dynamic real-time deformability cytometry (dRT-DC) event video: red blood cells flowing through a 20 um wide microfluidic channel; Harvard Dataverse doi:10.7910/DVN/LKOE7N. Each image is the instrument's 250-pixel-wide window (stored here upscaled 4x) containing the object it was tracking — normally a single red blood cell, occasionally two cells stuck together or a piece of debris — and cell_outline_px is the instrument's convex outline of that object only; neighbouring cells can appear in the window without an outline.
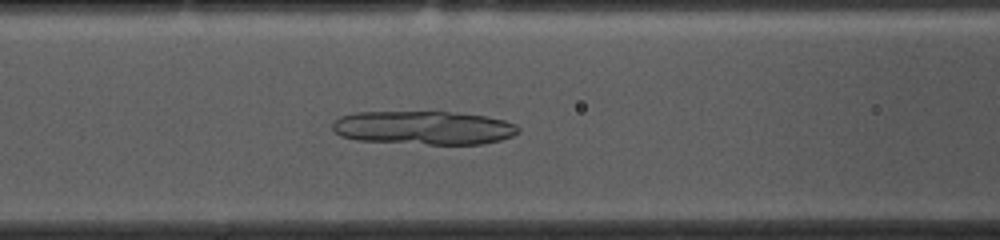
{"species": "common noctule bat (a hibernating species)", "species_latin": "Nyctalus noctula", "temperature_condition": "cold", "stored_images_in_passage": 49, "camera_frame_rate_fps": 3000, "um_per_image_px": 0.085, "animal": {"sex": "female", "body_mass_g": 10.0, "forearm_length_mm": 53.1}, "frame": {"image": 1, "passage_image": 17, "time_ms": 5.333, "image_size_px": [1000, 240], "cell_outline_px": [[520, 132], [512, 136], [500, 140], [484, 144], [428, 144], [356, 140], [340, 136], [332, 128], [332, 124], [340, 116], [356, 112], [448, 112], [484, 116], [504, 120], [516, 124], [520, 128]], "centroid_in_image_um": [36.03, 10.86], "position_along_channel_um": 130.6, "area_um2": 36.36}}
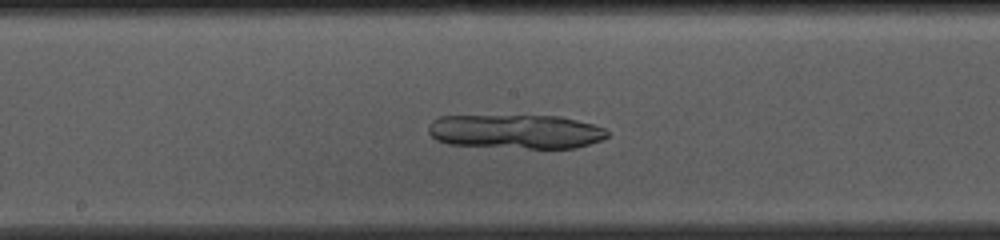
{"frame": {"image": 2, "passage_image": 23, "time_ms": 7.333, "image_size_px": [1000, 240], "cell_outline_px": [[608, 136], [604, 140], [576, 148], [528, 148], [448, 144], [436, 140], [428, 132], [428, 124], [432, 120], [440, 116], [560, 116], [592, 124], [604, 128], [608, 132]], "centroid_in_image_um": [43.85, 11.18], "position_along_channel_um": 204.4, "area_um2": 35.66}}
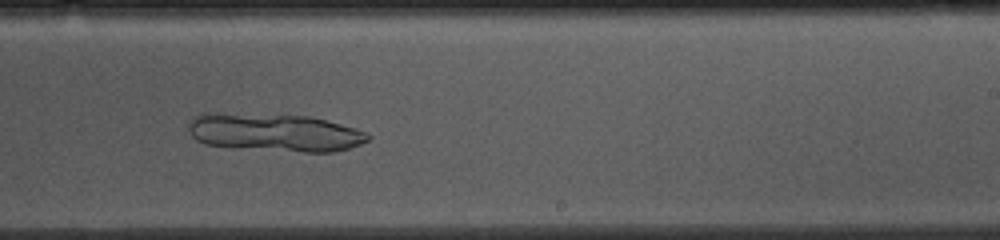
{"frame": {"image": 3, "passage_image": 28, "time_ms": 9.0, "image_size_px": [1000, 240], "cell_outline_px": [[372, 136], [368, 140], [360, 144], [348, 148], [332, 152], [304, 152], [204, 144], [196, 140], [192, 136], [188, 128], [188, 124], [192, 116], [204, 112], [308, 116], [340, 124], [368, 132]], "centroid_in_image_um": [23.32, 11.24], "position_along_channel_um": 265.7, "area_um2": 39.36}}